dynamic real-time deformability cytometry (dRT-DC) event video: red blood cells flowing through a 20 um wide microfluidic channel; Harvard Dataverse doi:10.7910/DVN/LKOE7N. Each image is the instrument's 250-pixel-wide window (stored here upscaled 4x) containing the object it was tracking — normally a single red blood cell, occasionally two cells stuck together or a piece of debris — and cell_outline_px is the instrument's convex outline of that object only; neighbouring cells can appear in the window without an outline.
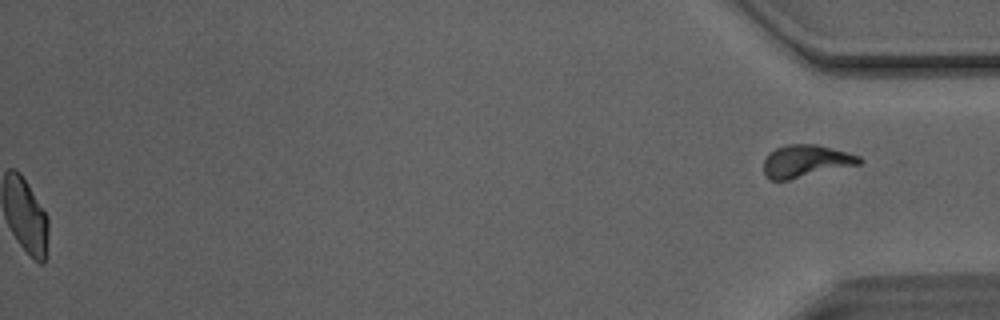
{"species": "Egyptian fruit bat (a non-hibernating species)", "species_latin": "Rousettus aegyptiacus", "temperature_condition": "room temperature", "stored_images_in_passage": 47, "segment_of_instrument_passage": [2, 2], "camera_frame_rate_fps": 3000, "um_per_image_px": 0.085, "animal": {"sex": "male"}, "frame": {"image": 1, "passage_image": 47, "time_ms": 15.333, "image_size_px": [1000, 320], "cell_outline_px": [[864, 160], [860, 164], [788, 180], [768, 180], [764, 176], [764, 160], [768, 152], [784, 144], [816, 144], [848, 152], [860, 156]], "centroid_in_image_um": [68.47, 13.69], "position_along_channel_um": 366.7, "area_um2": 18.26}}